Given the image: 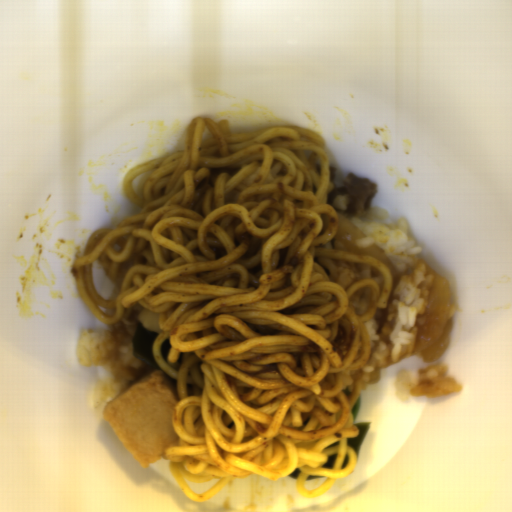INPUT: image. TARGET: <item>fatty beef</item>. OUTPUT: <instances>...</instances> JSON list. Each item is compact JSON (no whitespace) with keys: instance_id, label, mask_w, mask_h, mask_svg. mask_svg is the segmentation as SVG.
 <instances>
[{"instance_id":"8fa450e3","label":"fatty beef","mask_w":512,"mask_h":512,"mask_svg":"<svg viewBox=\"0 0 512 512\" xmlns=\"http://www.w3.org/2000/svg\"><path fill=\"white\" fill-rule=\"evenodd\" d=\"M425 273L433 280L429 290L428 302L423 314H417L415 325L417 333L412 352L420 354L422 362L439 361L450 345L453 326V307L451 289L448 280L443 278L426 260Z\"/></svg>"},{"instance_id":"1bbc456c","label":"fatty beef","mask_w":512,"mask_h":512,"mask_svg":"<svg viewBox=\"0 0 512 512\" xmlns=\"http://www.w3.org/2000/svg\"><path fill=\"white\" fill-rule=\"evenodd\" d=\"M330 166V183L334 189L327 194L326 204L332 205L335 212L351 217H361L371 205L376 195V184L368 179L355 177L351 172L337 184V168Z\"/></svg>"},{"instance_id":"5ad873be","label":"fatty beef","mask_w":512,"mask_h":512,"mask_svg":"<svg viewBox=\"0 0 512 512\" xmlns=\"http://www.w3.org/2000/svg\"><path fill=\"white\" fill-rule=\"evenodd\" d=\"M396 279H393L392 291L388 296L386 308H377L374 316L376 322L375 335H378L380 340L385 344L390 341V336L396 326L398 310L395 305V300L398 297L394 294L395 289L402 281L401 273H397Z\"/></svg>"}]
</instances>
